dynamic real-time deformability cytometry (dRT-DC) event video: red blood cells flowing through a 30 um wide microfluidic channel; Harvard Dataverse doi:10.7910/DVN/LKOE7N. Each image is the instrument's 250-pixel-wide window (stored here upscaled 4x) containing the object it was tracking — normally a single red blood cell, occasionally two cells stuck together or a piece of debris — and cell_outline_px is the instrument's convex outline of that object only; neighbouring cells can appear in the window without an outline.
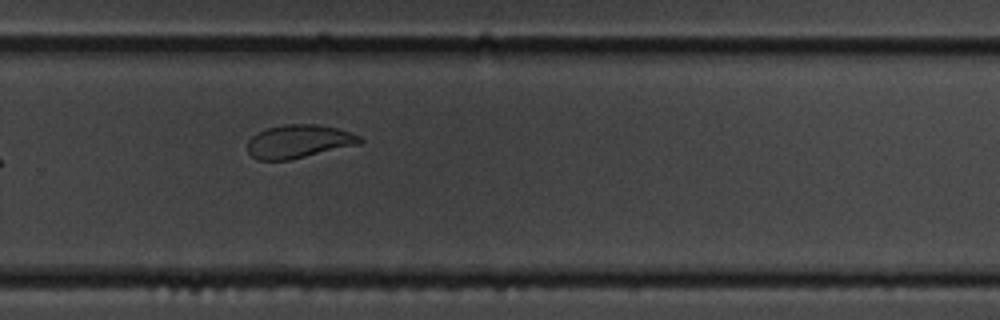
{"species": "common noctule bat (a hibernating species)", "species_latin": "Nyctalus noctula", "temperature_condition": "cold", "stored_images_in_passage": 17, "camera_frame_rate_fps": 3000, "um_per_image_px": 0.085, "animal": {"sex": "male", "body_mass_g": 19.5, "forearm_length_mm": 54.6}, "frame": {"image": 1, "passage_image": 12, "time_ms": 13.333, "image_size_px": [1000, 320], "cell_outline_px": [[364, 140], [360, 144], [288, 160], [256, 160], [248, 152], [248, 140], [256, 132], [268, 128], [284, 124], [320, 124], [340, 128], [360, 136]], "centroid_in_image_um": [25.41, 12.01], "position_along_channel_um": 304.4, "area_um2": 21.96}}
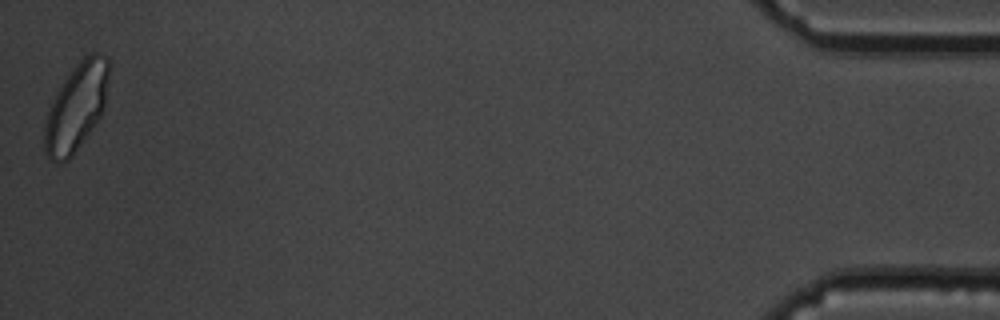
{"frame": {"image": 2, "passage_image": 17, "time_ms": 19.333, "image_size_px": [1000, 320], "cell_outline_px": [[108, 76], [104, 108], [100, 116], [72, 156], [68, 160], [48, 160], [44, 152], [44, 128], [48, 112], [64, 80], [76, 64], [84, 56], [92, 52], [96, 52], [104, 56], [108, 60]], "centroid_in_image_um": [6.48, 9.11], "position_along_channel_um": 428.7, "area_um2": 31.91}, "authors_computed_cell_mechanics": {"area_um2": 20.5768, "velocity_mm_per_s": 3.5595, "shape_relaxation_time_tau1_ms": 3.6292, "shape_relaxation_time_tau2_ms": 2.6344, "deformation_change_tau1": 0.0966, "deformation_change_tau2": 0.0743}}